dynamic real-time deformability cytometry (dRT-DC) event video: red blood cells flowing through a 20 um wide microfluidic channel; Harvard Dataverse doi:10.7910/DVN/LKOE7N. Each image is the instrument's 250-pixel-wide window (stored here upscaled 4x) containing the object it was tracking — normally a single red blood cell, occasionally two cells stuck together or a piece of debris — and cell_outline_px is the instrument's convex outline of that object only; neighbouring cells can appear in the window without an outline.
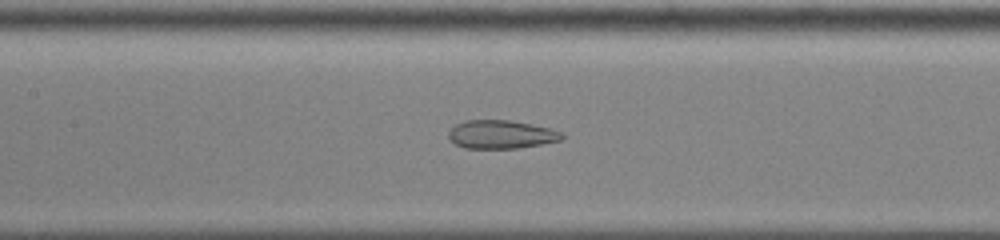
{"species": "common noctule bat (a hibernating species)", "species_latin": "Nyctalus noctula", "temperature_condition": "cold", "stored_images_in_passage": 54, "camera_frame_rate_fps": 3000, "um_per_image_px": 0.085, "animal": {"sex": "male", "body_mass_g": 13.0, "forearm_length_mm": 53.1}, "frame": {"image": 1, "passage_image": 27, "time_ms": 8.667, "image_size_px": [1000, 240], "cell_outline_px": [[568, 136], [560, 140], [540, 144], [516, 148], [464, 148], [456, 144], [448, 136], [448, 132], [456, 124], [464, 120], [508, 120], [548, 128], [560, 132]], "centroid_in_image_um": [42.58, 11.42], "position_along_channel_um": 164.8, "area_um2": 18.5}}
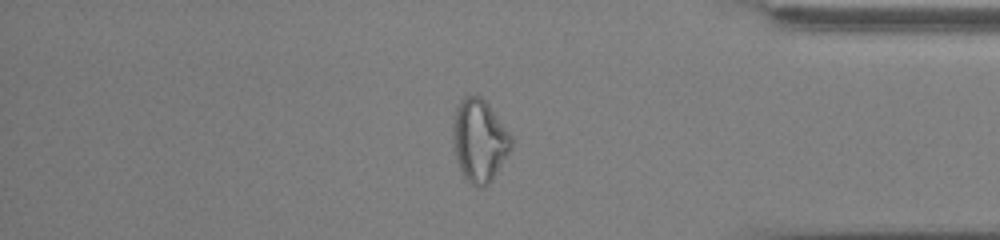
{"frame": {"image": 2, "passage_image": 46, "time_ms": 15.0, "image_size_px": [1000, 240], "cell_outline_px": [[512, 148], [492, 180], [484, 188], [476, 188], [464, 176], [456, 160], [452, 144], [452, 124], [456, 104], [464, 96], [480, 96], [488, 104], [512, 136]], "centroid_in_image_um": [40.72, 11.95], "position_along_channel_um": 394.5, "area_um2": 28.32}}
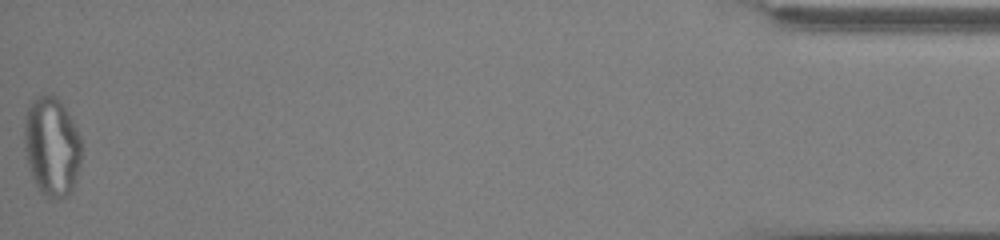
{"frame": {"image": 3, "passage_image": 54, "time_ms": 17.667, "image_size_px": [1000, 240], "cell_outline_px": [[80, 164], [72, 192], [68, 196], [60, 200], [48, 200], [36, 188], [28, 168], [24, 152], [24, 116], [32, 100], [44, 92], [56, 96], [60, 100], [72, 120], [80, 136]], "centroid_in_image_um": [4.37, 12.5], "position_along_channel_um": 430.8, "area_um2": 33.93}, "authors_computed_cell_mechanics": {"area_um2": 27.6862, "velocity_mm_per_s": 3.9094, "shape_relaxation_time_tau1_ms": null, "shape_relaxation_time_tau2_ms": 1.3, "deformation_change_tau1": null, "deformation_change_tau2": 0.0965}}